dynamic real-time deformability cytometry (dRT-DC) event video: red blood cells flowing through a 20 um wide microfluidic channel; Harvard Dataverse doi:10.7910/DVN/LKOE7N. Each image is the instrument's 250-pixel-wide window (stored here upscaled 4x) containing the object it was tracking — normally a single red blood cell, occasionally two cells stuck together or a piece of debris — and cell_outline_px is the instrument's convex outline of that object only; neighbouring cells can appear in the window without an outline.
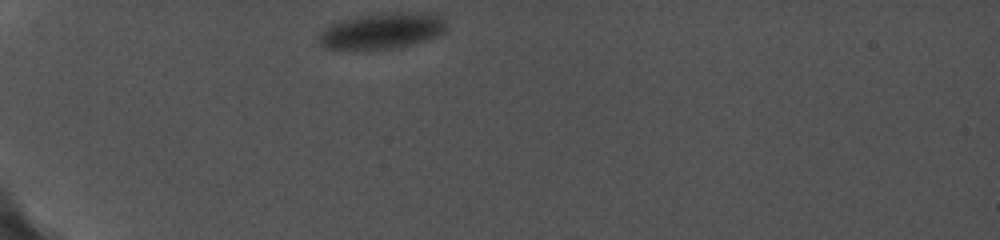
{"species": "common noctule bat (a hibernating species)", "species_latin": "Nyctalus noctula", "temperature_condition": "cold", "stored_images_in_passage": 27, "camera_frame_rate_fps": 5000, "um_per_image_px": 0.085, "animal": {"sex": "female", "body_mass_g": 19.0, "forearm_length_mm": 56.7}, "frame": {"image": 1, "passage_image": 1, "time_ms": 0.0, "image_size_px": [1000, 240], "cell_outline_px": [[444, 32], [428, 40], [400, 48], [368, 52], [332, 52], [324, 48], [320, 44], [320, 32], [324, 28], [340, 20], [360, 16], [396, 12], [436, 12], [444, 20]], "centroid_in_image_um": [32.41, 2.7], "position_along_channel_um": 52.6, "area_um2": 28.09}}
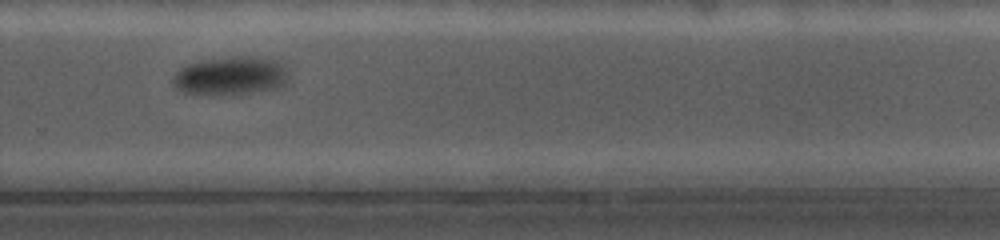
{"frame": {"image": 2, "passage_image": 19, "time_ms": 8.4, "image_size_px": [1000, 240], "cell_outline_px": [[288, 80], [280, 88], [252, 92], [184, 92], [176, 88], [172, 84], [172, 76], [180, 68], [188, 64], [200, 60], [240, 56], [248, 56], [280, 60], [284, 64], [288, 72]], "centroid_in_image_um": [19.66, 6.39], "position_along_channel_um": 310.1, "area_um2": 25.43}}
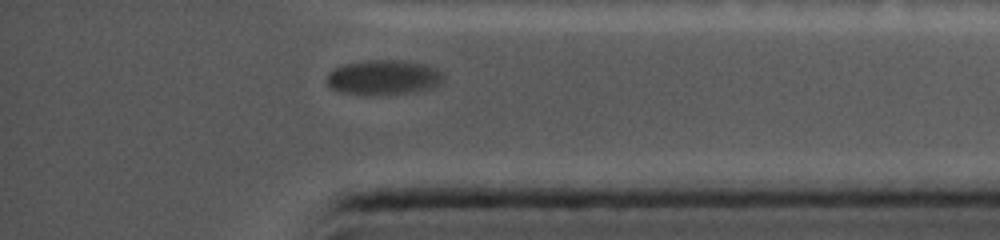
{"frame": {"image": 3, "passage_image": 25, "time_ms": 11.0, "image_size_px": [1000, 240], "cell_outline_px": [[444, 80], [436, 88], [412, 92], [372, 96], [340, 92], [328, 88], [328, 72], [344, 64], [364, 60], [396, 60], [424, 64], [436, 68], [444, 76]], "centroid_in_image_um": [32.61, 6.6], "position_along_channel_um": 402.6, "area_um2": 24.04}, "authors_computed_cell_mechanics": {"area_um2": 27.3972, "velocity_mm_per_s": 3.4865, "shape_relaxation_time_tau1_ms": 1.2174, "shape_relaxation_time_tau2_ms": null, "deformation_change_tau1": 0.0523, "deformation_change_tau2": null}}